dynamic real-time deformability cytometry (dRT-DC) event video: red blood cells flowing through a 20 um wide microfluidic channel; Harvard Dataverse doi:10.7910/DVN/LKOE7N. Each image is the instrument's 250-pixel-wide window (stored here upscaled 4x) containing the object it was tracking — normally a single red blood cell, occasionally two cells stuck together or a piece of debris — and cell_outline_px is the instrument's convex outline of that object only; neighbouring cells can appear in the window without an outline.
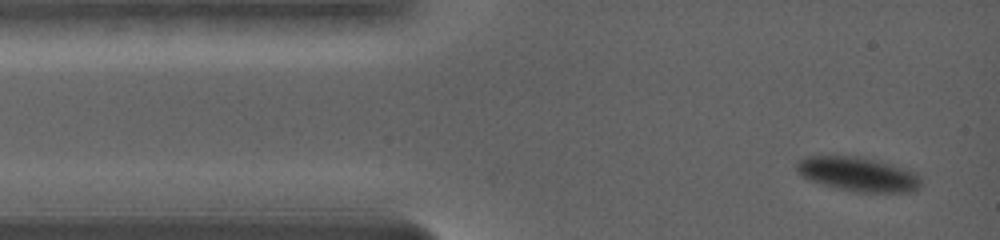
{"species": "common noctule bat (a hibernating species)", "species_latin": "Nyctalus noctula", "temperature_condition": "warm", "stored_images_in_passage": 57, "camera_frame_rate_fps": 5000, "um_per_image_px": 0.085, "animal": {"sex": "female", "body_mass_g": 19.0, "forearm_length_mm": 56.7}, "frame": {"image": 1, "passage_image": 1, "time_ms": 0.0, "image_size_px": [1000, 240], "cell_outline_px": [[920, 184], [916, 188], [908, 192], [856, 192], [836, 188], [812, 180], [804, 176], [796, 168], [804, 160], [856, 160], [876, 164], [908, 172], [916, 176], [920, 180]], "centroid_in_image_um": [72.98, 14.97], "position_along_channel_um": 12.0, "area_um2": 21.04}}
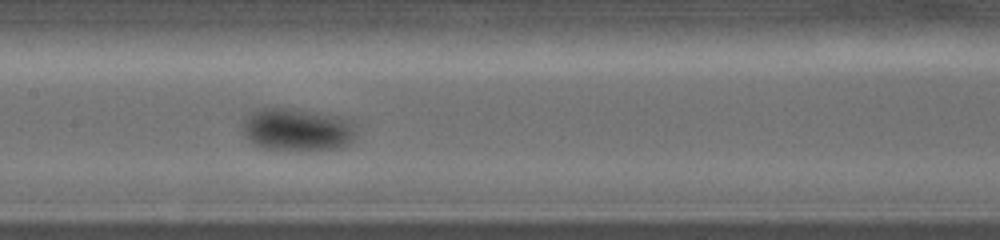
{"frame": {"image": 2, "passage_image": 27, "time_ms": 6.4, "image_size_px": [1000, 240], "cell_outline_px": [[352, 140], [344, 148], [316, 152], [296, 152], [260, 148], [252, 140], [252, 120], [256, 116], [264, 112], [288, 112], [308, 116], [340, 124], [352, 136]], "centroid_in_image_um": [25.3, 11.31], "position_along_channel_um": 182.1, "area_um2": 23.06}}
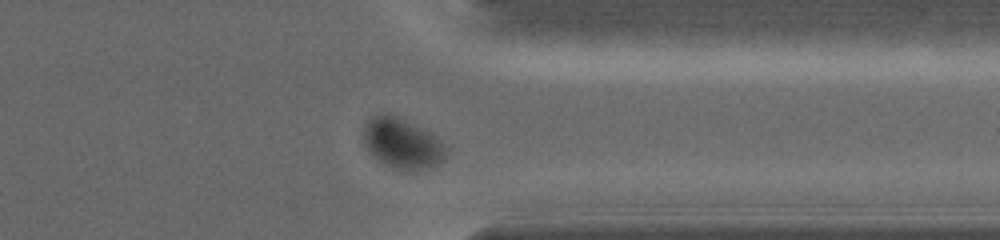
{"frame": {"image": 3, "passage_image": 49, "time_ms": 12.0, "image_size_px": [1000, 240], "cell_outline_px": [[452, 152], [444, 160], [436, 164], [420, 168], [396, 168], [380, 160], [368, 152], [364, 144], [364, 132], [380, 116], [388, 116], [416, 128], [440, 140]], "centroid_in_image_um": [34.28, 12.3], "position_along_channel_um": 377.1, "area_um2": 21.85}, "authors_computed_cell_mechanics": {"area_um2": 22.3108, "velocity_mm_per_s": 3.5084, "shape_relaxation_time_tau1_ms": 4.5667, "shape_relaxation_time_tau2_ms": null, "deformation_change_tau1": 0.1767, "deformation_change_tau2": null}}